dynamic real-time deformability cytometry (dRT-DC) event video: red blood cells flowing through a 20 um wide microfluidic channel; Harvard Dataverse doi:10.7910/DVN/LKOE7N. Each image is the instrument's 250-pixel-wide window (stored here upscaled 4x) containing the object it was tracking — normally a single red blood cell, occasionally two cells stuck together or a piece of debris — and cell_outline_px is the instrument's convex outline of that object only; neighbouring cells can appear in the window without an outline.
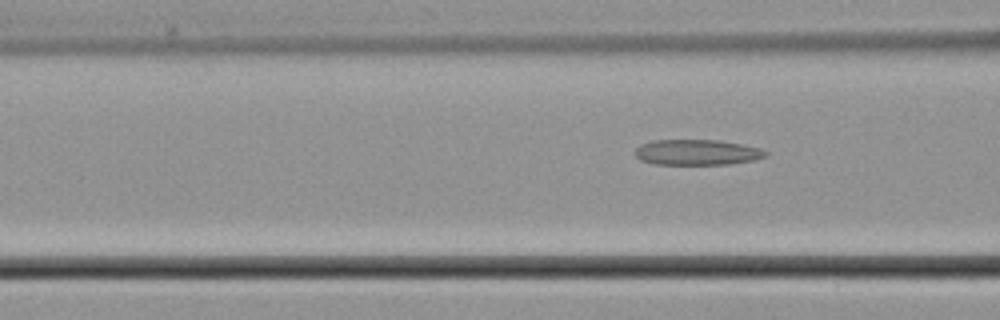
{"species": "common noctule bat (a hibernating species)", "species_latin": "Nyctalus noctula", "temperature_condition": "cold", "stored_images_in_passage": 7, "camera_frame_rate_fps": 3000, "um_per_image_px": 0.085, "animal": {"sex": "male", "body_mass_g": 21.5, "forearm_length_mm": 52.0}, "frame": {"image": 1, "passage_image": 7, "time_ms": 7.667, "image_size_px": [1000, 320], "cell_outline_px": [[768, 156], [756, 160], [728, 164], [656, 164], [640, 160], [636, 156], [636, 148], [640, 144], [652, 140], [720, 140], [744, 144], [760, 148], [768, 152]], "centroid_in_image_um": [59.29, 12.94], "position_along_channel_um": 107.3, "area_um2": 19.59}}